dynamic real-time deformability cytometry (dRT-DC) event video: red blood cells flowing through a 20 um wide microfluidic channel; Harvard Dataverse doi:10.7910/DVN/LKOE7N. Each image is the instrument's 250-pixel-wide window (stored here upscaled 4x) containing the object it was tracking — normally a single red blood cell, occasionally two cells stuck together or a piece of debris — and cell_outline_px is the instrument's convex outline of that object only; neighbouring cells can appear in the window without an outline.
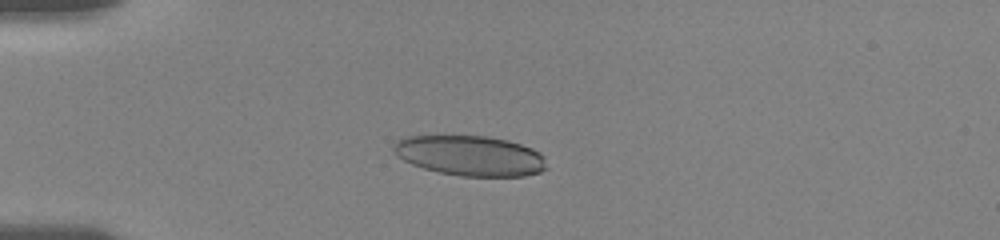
{"species": "human", "species_latin": "Homo sapiens", "temperature_condition": "room temperature", "stored_images_in_passage": 20, "camera_frame_rate_fps": 3000, "um_per_image_px": 0.085, "donor": {"sex": "female"}, "frame": {"image": 1, "passage_image": 10, "time_ms": 4.0, "image_size_px": [1000, 240], "cell_outline_px": [[548, 168], [540, 172], [524, 176], [460, 176], [440, 172], [424, 168], [412, 164], [396, 156], [392, 148], [396, 140], [404, 136], [488, 136], [508, 140], [532, 148], [540, 152], [544, 156]], "centroid_in_image_um": [39.98, 13.23], "position_along_channel_um": 45.0, "area_um2": 36.01}}
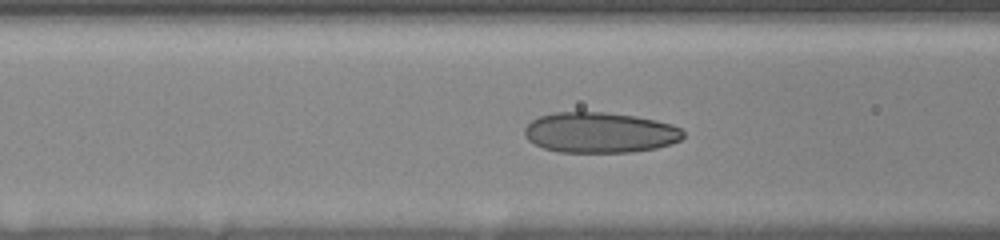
{"frame": {"image": 2, "passage_image": 16, "time_ms": 6.667, "image_size_px": [1000, 240], "cell_outline_px": [[684, 136], [680, 140], [672, 144], [656, 148], [632, 152], [560, 152], [544, 148], [528, 140], [524, 136], [524, 128], [532, 120], [540, 116], [556, 112], [604, 112], [636, 116], [656, 120], [672, 124], [680, 128], [684, 132]], "centroid_in_image_um": [51.0, 11.27], "position_along_channel_um": 115.6, "area_um2": 37.57}}
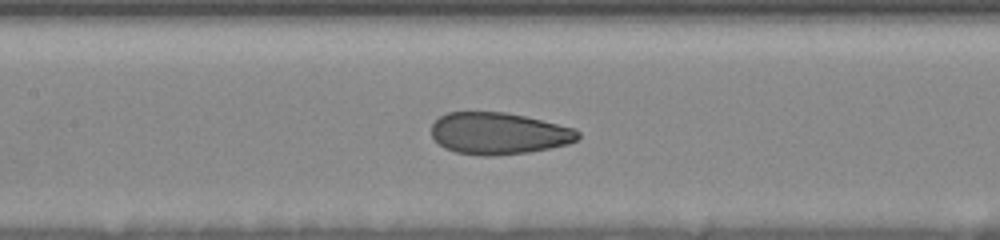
{"frame": {"image": 3, "passage_image": 19, "time_ms": 8.0, "image_size_px": [1000, 240], "cell_outline_px": [[580, 136], [576, 140], [568, 144], [528, 152], [492, 156], [484, 156], [456, 152], [444, 148], [432, 136], [432, 124], [440, 116], [448, 112], [504, 112], [524, 116], [576, 128], [580, 132]], "centroid_in_image_um": [42.4, 11.34], "position_along_channel_um": 165.0, "area_um2": 35.6}}